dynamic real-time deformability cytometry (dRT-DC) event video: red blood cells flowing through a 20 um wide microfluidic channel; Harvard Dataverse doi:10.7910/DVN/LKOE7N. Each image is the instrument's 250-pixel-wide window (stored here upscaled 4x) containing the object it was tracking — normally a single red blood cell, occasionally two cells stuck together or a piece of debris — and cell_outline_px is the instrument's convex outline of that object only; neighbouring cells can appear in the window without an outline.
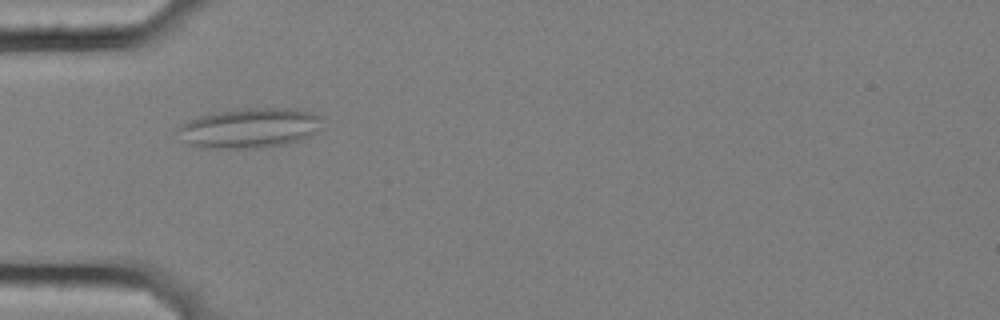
{"species": "common noctule bat (a hibernating species)", "species_latin": "Nyctalus noctula", "temperature_condition": "cold", "stored_images_in_passage": 46, "camera_frame_rate_fps": 3000, "um_per_image_px": 0.085, "animal": {"sex": "female", "body_mass_g": 25.1}, "frame": {"image": 1, "passage_image": 7, "time_ms": 2.0, "image_size_px": [1000, 320], "cell_outline_px": [[324, 128], [312, 136], [284, 144], [256, 148], [200, 148], [188, 144], [184, 140], [176, 128], [180, 124], [188, 120], [200, 116], [220, 112], [248, 108], [292, 108], [312, 112], [324, 116]], "centroid_in_image_um": [21.31, 10.88], "position_along_channel_um": 63.7, "area_um2": 33.93}}
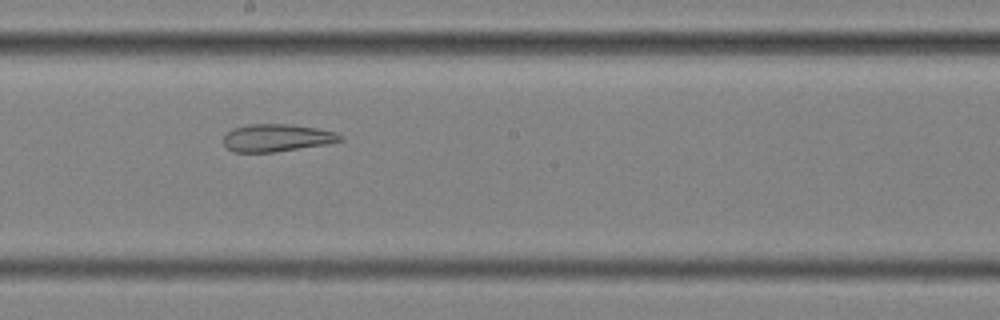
{"frame": {"image": 2, "passage_image": 21, "time_ms": 6.667, "image_size_px": [1000, 320], "cell_outline_px": [[344, 140], [324, 144], [276, 152], [232, 152], [224, 144], [224, 136], [232, 128], [252, 124], [292, 124], [316, 128], [336, 132], [344, 136]], "centroid_in_image_um": [23.54, 11.71], "position_along_channel_um": 224.7, "area_um2": 18.67}}
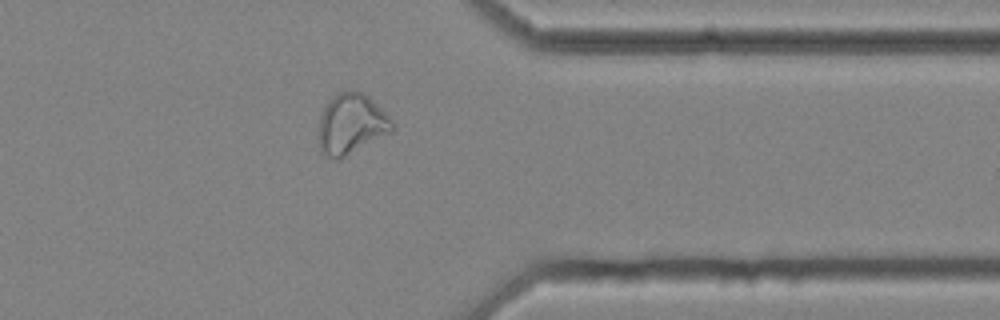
{"frame": {"image": 3, "passage_image": 35, "time_ms": 11.333, "image_size_px": [1000, 320], "cell_outline_px": [[396, 124], [392, 132], [340, 160], [332, 160], [320, 152], [320, 116], [328, 100], [336, 92], [364, 92]], "centroid_in_image_um": [29.87, 10.58], "position_along_channel_um": 381.5, "area_um2": 25.95}, "authors_computed_cell_mechanics": {"area_um2": 24.4783, "velocity_mm_per_s": 3.4962, "shape_relaxation_time_tau1_ms": null, "shape_relaxation_time_tau2_ms": 3.0695, "deformation_change_tau1": null, "deformation_change_tau2": 0.1183}}